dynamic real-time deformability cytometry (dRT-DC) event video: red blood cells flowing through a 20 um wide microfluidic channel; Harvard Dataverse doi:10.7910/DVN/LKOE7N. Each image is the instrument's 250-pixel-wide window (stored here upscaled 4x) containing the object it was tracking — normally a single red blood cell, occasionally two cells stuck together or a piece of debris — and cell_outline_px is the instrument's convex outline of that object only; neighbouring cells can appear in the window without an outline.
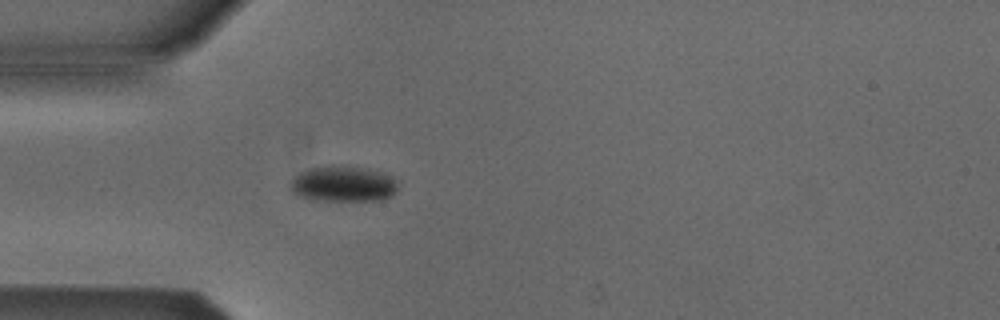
{"species": "Egyptian fruit bat (a non-hibernating species)", "species_latin": "Rousettus aegyptiacus", "temperature_condition": "cold", "stored_images_in_passage": 5, "camera_frame_rate_fps": 3000, "um_per_image_px": 0.085, "animal": {"sex": "male"}, "frame": {"image": 1, "passage_image": 5, "time_ms": 4.667, "image_size_px": [1000, 320], "cell_outline_px": [[396, 192], [392, 196], [384, 200], [312, 200], [300, 196], [292, 192], [288, 188], [292, 180], [300, 172], [308, 168], [332, 164], [344, 164], [384, 172], [396, 180]], "centroid_in_image_um": [29.16, 15.61], "position_along_channel_um": 55.8, "area_um2": 22.83}}